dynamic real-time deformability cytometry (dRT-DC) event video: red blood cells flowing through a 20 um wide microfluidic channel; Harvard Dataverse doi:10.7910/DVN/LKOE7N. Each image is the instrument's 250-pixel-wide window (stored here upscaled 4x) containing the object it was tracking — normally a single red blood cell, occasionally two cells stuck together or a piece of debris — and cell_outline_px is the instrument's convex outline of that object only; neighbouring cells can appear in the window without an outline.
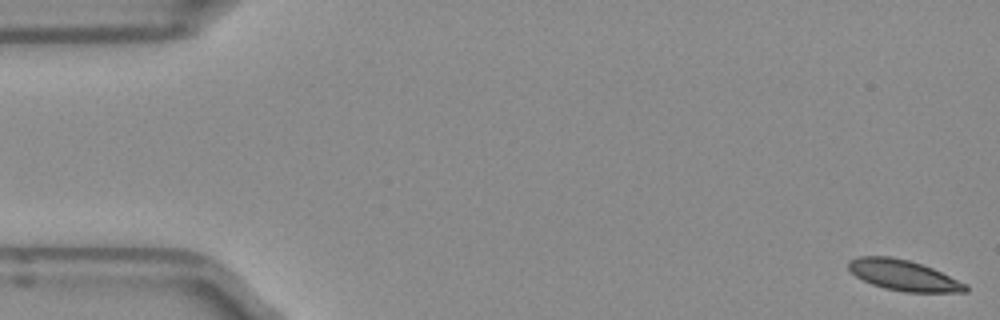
{"species": "Egyptian fruit bat (a non-hibernating species)", "species_latin": "Rousettus aegyptiacus", "temperature_condition": "room temperature", "stored_images_in_passage": 51, "camera_frame_rate_fps": 3000, "um_per_image_px": 0.085, "frame": {"image": 1, "passage_image": 1, "time_ms": 0.0, "image_size_px": [1000, 320], "cell_outline_px": [[968, 292], [904, 292], [884, 288], [872, 284], [856, 276], [848, 268], [848, 260], [856, 256], [892, 256], [908, 260], [932, 268], [968, 284]], "centroid_in_image_um": [76.8, 23.39], "position_along_channel_um": 8.2, "area_um2": 20.92}}
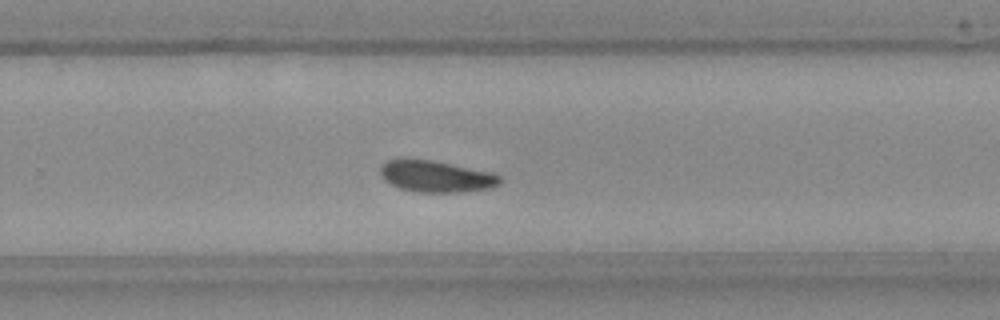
{"frame": {"image": 2, "passage_image": 33, "time_ms": 10.667, "image_size_px": [1000, 320], "cell_outline_px": [[504, 180], [500, 184], [492, 188], [456, 192], [420, 192], [400, 188], [384, 180], [380, 172], [380, 168], [384, 160], [432, 160], [496, 172]], "centroid_in_image_um": [37.15, 14.99], "position_along_channel_um": 292.6, "area_um2": 22.02}}
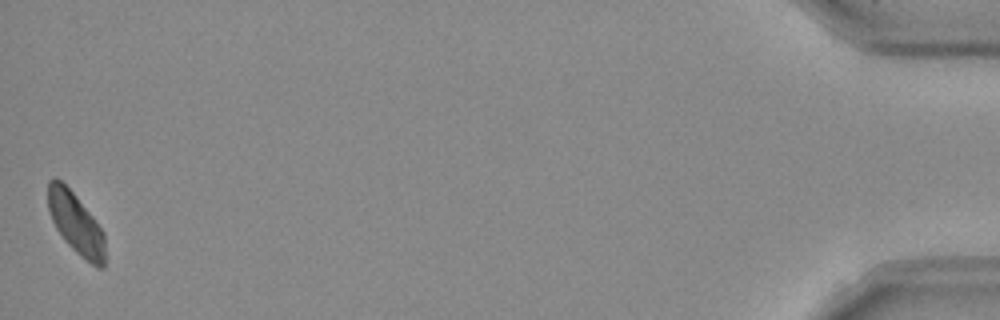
{"frame": {"image": 3, "passage_image": 51, "time_ms": 16.667, "image_size_px": [1000, 320], "cell_outline_px": [[104, 268], [96, 268], [80, 256], [64, 240], [56, 228], [52, 220], [48, 208], [48, 180], [56, 176], [76, 196], [92, 216], [104, 232]], "centroid_in_image_um": [6.44, 19.0], "position_along_channel_um": 428.8, "area_um2": 20.23}, "authors_computed_cell_mechanics": {"area_um2": 21.675, "velocity_mm_per_s": 3.9191, "shape_relaxation_time_tau1_ms": 5.7059, "shape_relaxation_time_tau2_ms": 10.6143, "deformation_change_tau1": 0.0995, "deformation_change_tau2": 0.133}}